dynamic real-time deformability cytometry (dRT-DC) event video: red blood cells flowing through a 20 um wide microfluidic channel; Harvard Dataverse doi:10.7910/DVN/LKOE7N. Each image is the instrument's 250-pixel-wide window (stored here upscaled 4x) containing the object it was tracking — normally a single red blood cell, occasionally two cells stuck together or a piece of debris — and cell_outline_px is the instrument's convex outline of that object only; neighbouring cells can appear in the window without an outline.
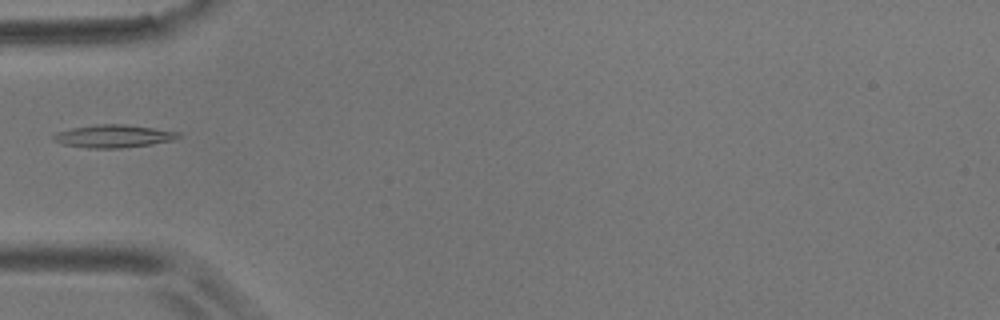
{"species": "common noctule bat (a hibernating species)", "species_latin": "Nyctalus noctula", "temperature_condition": "room temperature", "stored_images_in_passage": 10, "camera_frame_rate_fps": 3000, "um_per_image_px": 0.085, "animal": {"sex": "male", "body_mass_g": 17.9}, "frame": {"image": 1, "passage_image": 5, "time_ms": 1.333, "image_size_px": [1000, 320], "cell_outline_px": [[180, 136], [172, 140], [152, 144], [120, 148], [88, 148], [64, 144], [52, 140], [52, 136], [56, 132], [72, 128], [96, 124], [124, 124], [180, 132]], "centroid_in_image_um": [9.61, 11.57], "position_along_channel_um": 75.4, "area_um2": 16.47}}
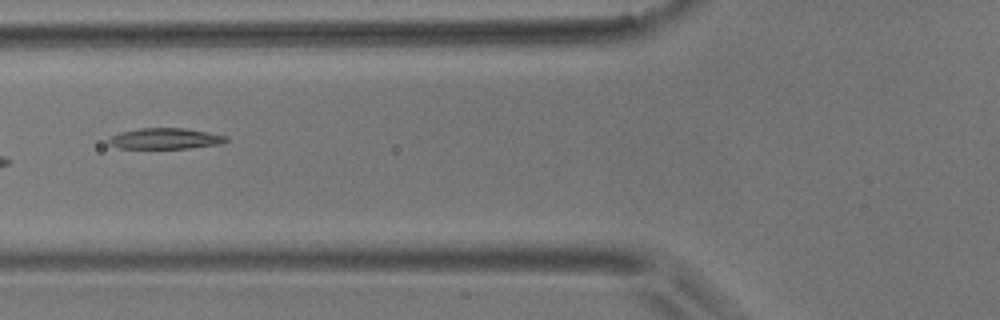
{"frame": {"image": 2, "passage_image": 6, "time_ms": 1.667, "image_size_px": [1000, 320], "cell_outline_px": [[228, 140], [220, 144], [188, 148], [120, 148], [108, 144], [108, 140], [112, 136], [120, 132], [140, 128], [184, 128], [228, 136]], "centroid_in_image_um": [14.04, 11.78], "position_along_channel_um": 111.8, "area_um2": 14.16}}
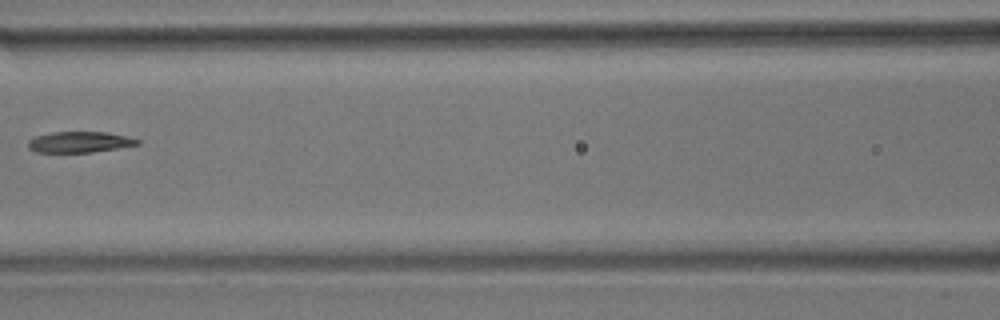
{"frame": {"image": 3, "passage_image": 7, "time_ms": 2.0, "image_size_px": [1000, 320], "cell_outline_px": [[140, 144], [92, 152], [36, 152], [28, 148], [28, 140], [36, 136], [52, 132], [104, 132], [124, 136], [140, 140]], "centroid_in_image_um": [6.72, 12.07], "position_along_channel_um": 159.9, "area_um2": 13.12}}